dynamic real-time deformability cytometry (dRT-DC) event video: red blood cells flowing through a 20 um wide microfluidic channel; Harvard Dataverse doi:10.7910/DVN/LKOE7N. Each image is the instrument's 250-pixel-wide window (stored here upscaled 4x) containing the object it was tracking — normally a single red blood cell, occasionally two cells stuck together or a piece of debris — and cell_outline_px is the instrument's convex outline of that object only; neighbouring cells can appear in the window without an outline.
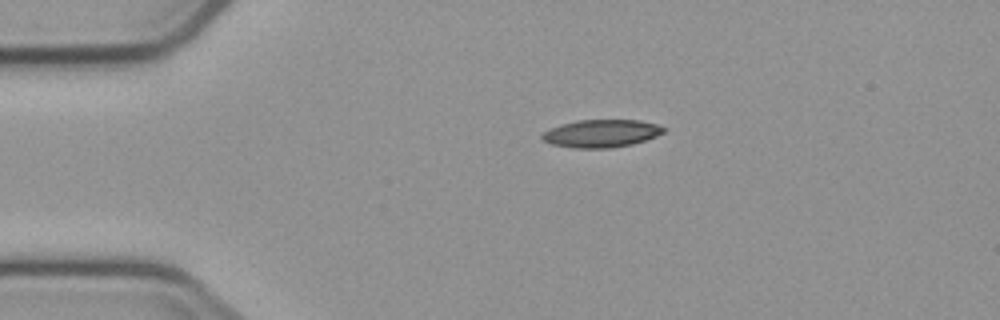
{"species": "common noctule bat (a hibernating species)", "species_latin": "Nyctalus noctula", "temperature_condition": "cold", "stored_images_in_passage": 3, "segment_of_instrument_passage": [1, 2], "camera_frame_rate_fps": 3000, "um_per_image_px": 0.085, "animal": {"sex": "male", "body_mass_g": 23.1, "forearm_length_mm": 52.7}, "frame": {"image": 1, "passage_image": 1, "time_ms": 0.0, "image_size_px": [1000, 320], "cell_outline_px": [[668, 128], [664, 132], [656, 136], [632, 144], [612, 148], [572, 148], [552, 144], [544, 140], [540, 136], [544, 132], [560, 124], [576, 120], [640, 120], [656, 124]], "centroid_in_image_um": [51.13, 11.34], "position_along_channel_um": 33.9, "area_um2": 19.65}}